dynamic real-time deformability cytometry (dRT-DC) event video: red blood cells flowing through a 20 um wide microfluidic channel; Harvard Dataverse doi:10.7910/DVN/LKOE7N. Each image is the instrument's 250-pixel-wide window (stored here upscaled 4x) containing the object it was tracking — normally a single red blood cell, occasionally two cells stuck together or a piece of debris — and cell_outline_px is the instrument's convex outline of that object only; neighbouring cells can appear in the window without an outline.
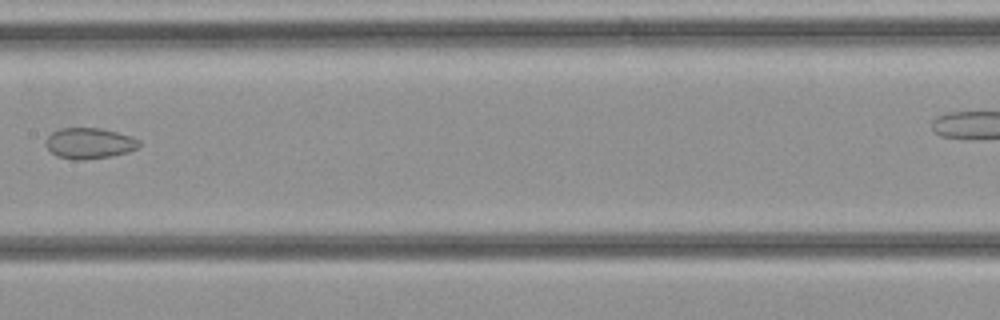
{"species": "common noctule bat (a hibernating species)", "species_latin": "Nyctalus noctula", "temperature_condition": "cold", "stored_images_in_passage": 32, "camera_frame_rate_fps": 3000, "um_per_image_px": 0.085, "animal": {"sex": "female", "body_mass_g": 21.9}, "frame": {"image": 1, "passage_image": 19, "time_ms": 6.0, "image_size_px": [1000, 320], "cell_outline_px": [[140, 144], [136, 148], [128, 152], [112, 156], [84, 160], [72, 160], [56, 156], [44, 144], [44, 140], [52, 132], [60, 128], [100, 128], [132, 136], [140, 140]], "centroid_in_image_um": [7.57, 12.18], "position_along_channel_um": 199.8, "area_um2": 16.94}}
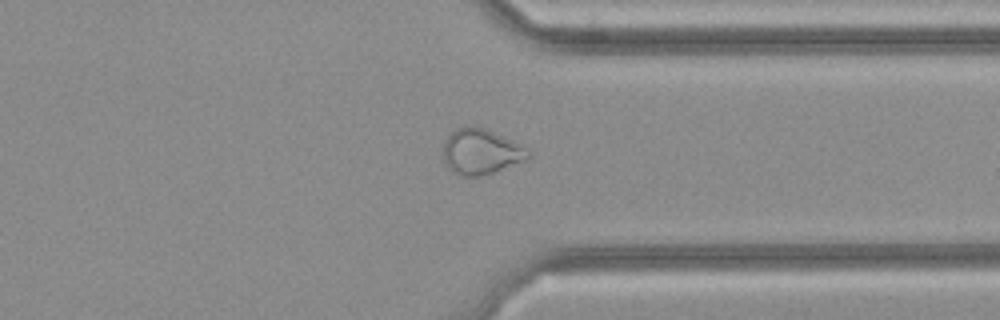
{"frame": {"image": 2, "passage_image": 28, "time_ms": 9.0, "image_size_px": [1000, 320], "cell_outline_px": [[532, 156], [524, 160], [492, 172], [480, 176], [456, 176], [448, 168], [444, 160], [444, 140], [456, 128], [484, 128], [520, 144], [528, 148], [532, 152]], "centroid_in_image_um": [40.88, 12.92], "position_along_channel_um": 370.5, "area_um2": 22.14}}